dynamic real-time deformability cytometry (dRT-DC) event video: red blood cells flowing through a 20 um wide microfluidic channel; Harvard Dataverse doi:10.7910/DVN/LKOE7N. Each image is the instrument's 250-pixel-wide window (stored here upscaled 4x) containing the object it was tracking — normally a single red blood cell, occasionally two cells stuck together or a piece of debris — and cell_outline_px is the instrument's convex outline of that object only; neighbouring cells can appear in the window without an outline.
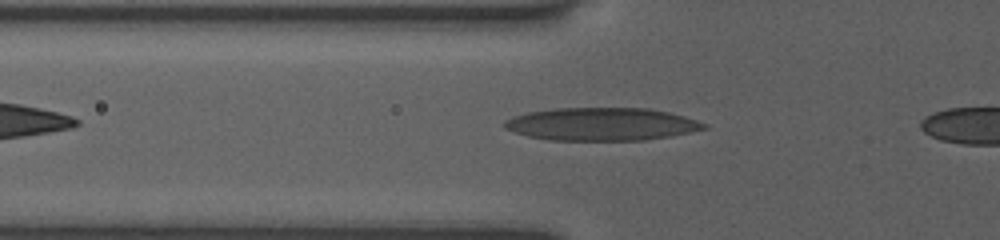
{"species": "human", "species_latin": "Homo sapiens", "temperature_condition": "room temperature", "stored_images_in_passage": 35, "camera_frame_rate_fps": 3000, "um_per_image_px": 0.085, "donor": {"sex": "female"}, "frame": {"image": 1, "passage_image": 7, "time_ms": 2.0, "image_size_px": [1000, 240], "cell_outline_px": [[708, 128], [668, 136], [644, 140], [548, 140], [528, 136], [504, 128], [504, 120], [512, 116], [528, 112], [556, 108], [648, 108], [668, 112], [684, 116], [708, 124]], "centroid_in_image_um": [51.11, 10.54], "position_along_channel_um": 74.7, "area_um2": 38.09}}
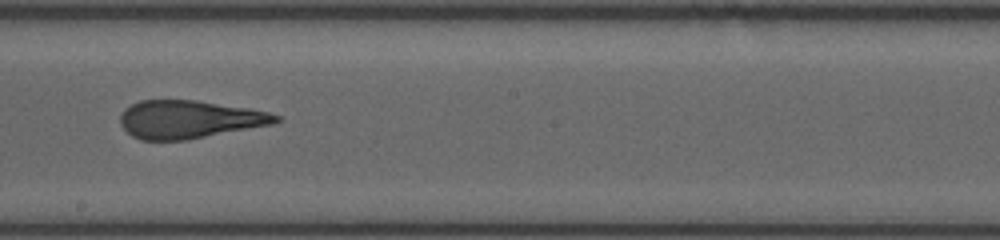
{"frame": {"image": 2, "passage_image": 19, "time_ms": 6.0, "image_size_px": [1000, 240], "cell_outline_px": [[284, 120], [272, 124], [184, 140], [140, 140], [132, 136], [120, 124], [120, 116], [124, 108], [140, 100], [196, 100], [248, 108], [268, 112], [280, 116]], "centroid_in_image_um": [16.07, 10.14], "position_along_channel_um": 232.1, "area_um2": 34.28}}
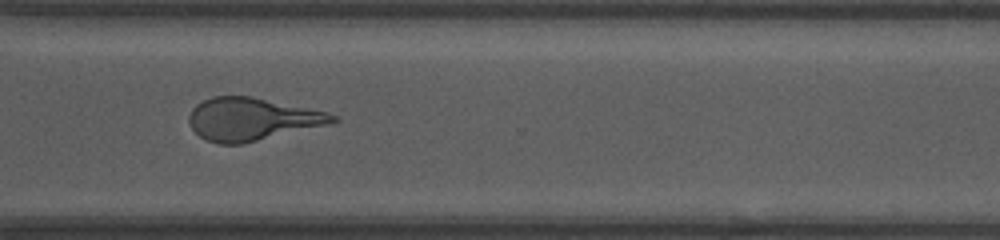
{"frame": {"image": 3, "passage_image": 28, "time_ms": 9.0, "image_size_px": [1000, 240], "cell_outline_px": [[340, 120], [328, 124], [240, 144], [220, 144], [208, 140], [200, 136], [192, 128], [188, 120], [188, 116], [192, 108], [196, 104], [212, 96], [252, 96], [328, 112], [336, 116]], "centroid_in_image_um": [21.39, 10.11], "position_along_channel_um": 349.2, "area_um2": 35.37}}